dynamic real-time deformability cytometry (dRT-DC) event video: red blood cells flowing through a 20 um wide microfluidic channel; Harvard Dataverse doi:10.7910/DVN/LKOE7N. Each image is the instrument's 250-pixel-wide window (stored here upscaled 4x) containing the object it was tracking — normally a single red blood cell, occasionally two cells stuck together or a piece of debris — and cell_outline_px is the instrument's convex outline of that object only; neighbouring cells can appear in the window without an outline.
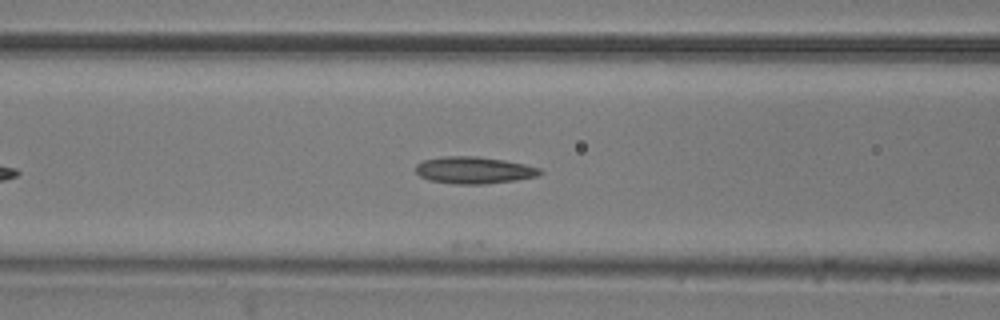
{"species": "common noctule bat (a hibernating species)", "species_latin": "Nyctalus noctula", "temperature_condition": "room temperature", "stored_images_in_passage": 17, "camera_frame_rate_fps": 3000, "um_per_image_px": 0.085, "animal": {"sex": "male", "body_mass_g": 20.5, "forearm_length_mm": 52.5}, "frame": {"image": 1, "passage_image": 7, "time_ms": 2.0, "image_size_px": [1000, 320], "cell_outline_px": [[544, 172], [536, 176], [516, 180], [484, 184], [456, 184], [428, 180], [420, 176], [416, 172], [416, 164], [424, 160], [444, 156], [476, 156], [504, 160], [524, 164], [540, 168]], "centroid_in_image_um": [40.28, 14.46], "position_along_channel_um": 126.3, "area_um2": 19.48}}
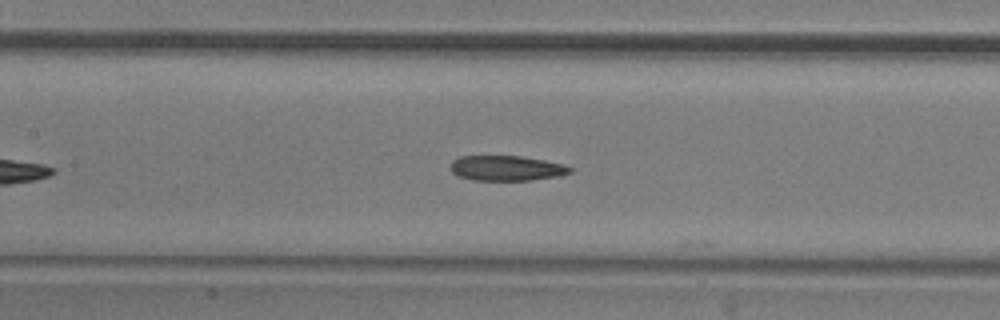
{"frame": {"image": 2, "passage_image": 10, "time_ms": 3.0, "image_size_px": [1000, 320], "cell_outline_px": [[572, 172], [560, 176], [532, 180], [472, 180], [460, 176], [452, 172], [452, 160], [460, 156], [520, 156], [544, 160], [564, 164], [572, 168]], "centroid_in_image_um": [43.09, 14.29], "position_along_channel_um": 164.3, "area_um2": 17.46}}
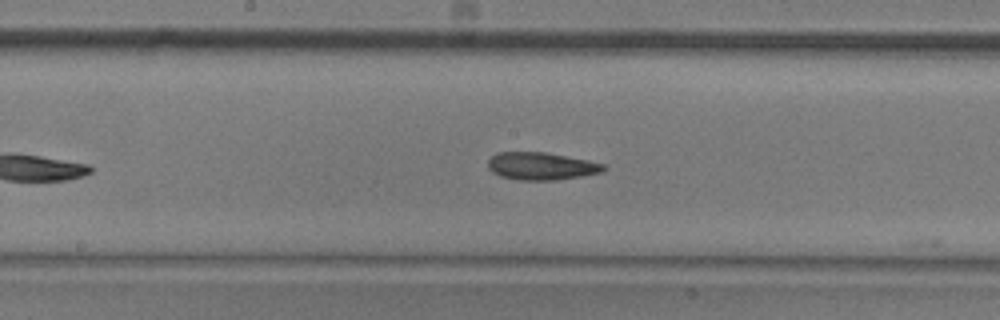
{"frame": {"image": 3, "passage_image": 13, "time_ms": 4.0, "image_size_px": [1000, 320], "cell_outline_px": [[608, 168], [600, 172], [580, 176], [556, 180], [520, 180], [500, 176], [492, 172], [488, 168], [488, 160], [496, 152], [544, 152], [588, 160], [604, 164]], "centroid_in_image_um": [45.98, 14.12], "position_along_channel_um": 202.2, "area_um2": 18.5}}